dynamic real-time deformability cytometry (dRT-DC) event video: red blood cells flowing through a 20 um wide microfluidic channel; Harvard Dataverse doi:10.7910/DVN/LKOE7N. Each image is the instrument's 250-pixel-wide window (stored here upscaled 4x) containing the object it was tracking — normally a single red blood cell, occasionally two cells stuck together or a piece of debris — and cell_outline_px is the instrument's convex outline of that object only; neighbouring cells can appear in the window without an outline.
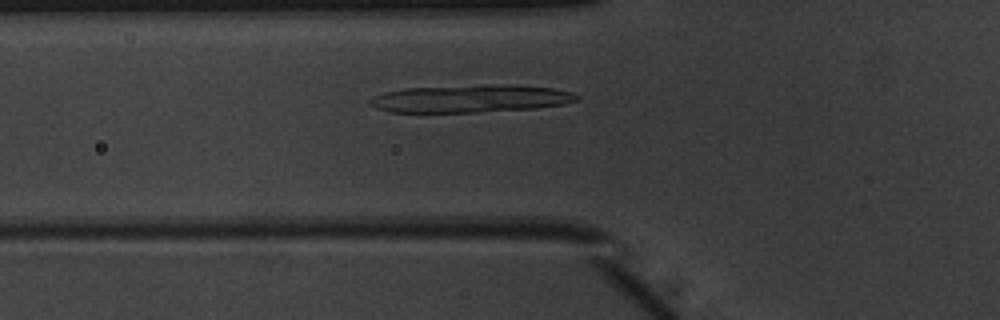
{"species": "common noctule bat (a hibernating species)", "species_latin": "Nyctalus noctula", "temperature_condition": "warm", "stored_images_in_passage": 45, "camera_frame_rate_fps": 3000, "um_per_image_px": 0.085, "animal": {"sex": "male", "body_mass_g": 20.1, "forearm_length_mm": 53.5}, "frame": {"image": 1, "passage_image": 12, "time_ms": 3.667, "image_size_px": [1000, 320], "cell_outline_px": [[580, 100], [564, 104], [536, 108], [476, 112], [388, 112], [376, 108], [368, 104], [368, 100], [372, 96], [384, 92], [404, 88], [484, 84], [512, 84], [552, 88], [572, 92], [580, 96]], "centroid_in_image_um": [39.99, 8.37], "position_along_channel_um": 85.8, "area_um2": 33.81}}
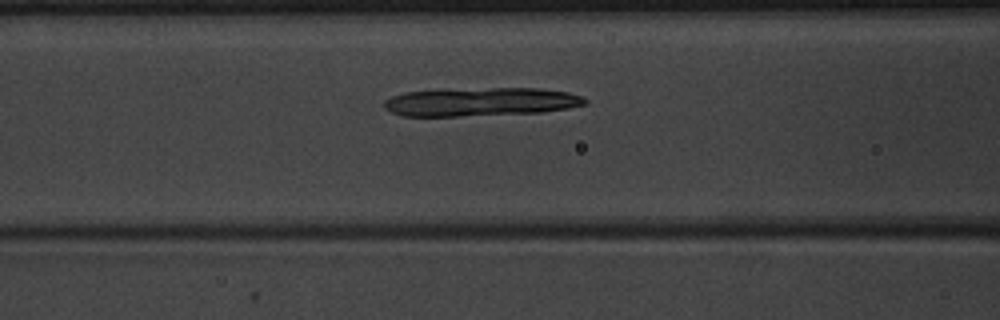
{"frame": {"image": 2, "passage_image": 15, "time_ms": 4.667, "image_size_px": [1000, 320], "cell_outline_px": [[588, 100], [584, 104], [568, 108], [540, 112], [456, 116], [404, 116], [392, 112], [384, 108], [384, 100], [392, 96], [404, 92], [444, 88], [540, 88], [568, 92], [584, 96]], "centroid_in_image_um": [40.83, 8.63], "position_along_channel_um": 125.8, "area_um2": 33.7}}
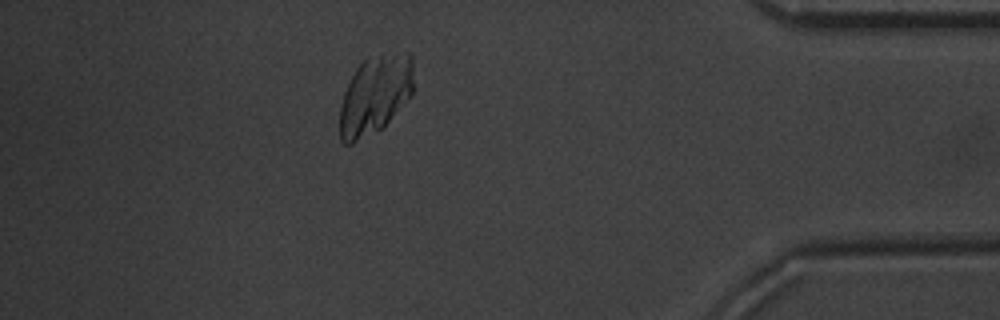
{"frame": {"image": 3, "passage_image": 39, "time_ms": 12.667, "image_size_px": [1000, 320], "cell_outline_px": [[412, 96], [380, 128], [352, 144], [344, 144], [340, 140], [340, 108], [344, 92], [356, 68], [368, 56], [408, 52], [412, 56]], "centroid_in_image_um": [31.87, 8.05], "position_along_channel_um": 403.3, "area_um2": 33.47}}